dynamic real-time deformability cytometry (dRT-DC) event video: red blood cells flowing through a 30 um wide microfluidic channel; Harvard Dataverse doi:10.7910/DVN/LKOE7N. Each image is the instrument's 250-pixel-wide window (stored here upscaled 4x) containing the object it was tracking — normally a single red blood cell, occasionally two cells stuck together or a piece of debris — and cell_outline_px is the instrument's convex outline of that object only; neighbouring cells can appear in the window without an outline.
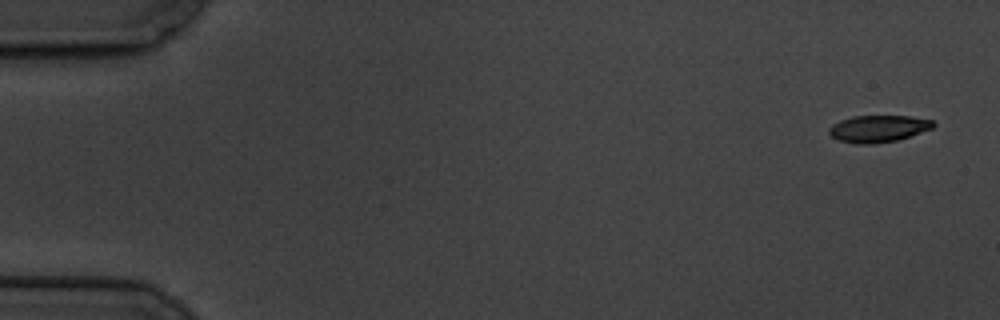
{"species": "common noctule bat (a hibernating species)", "species_latin": "Nyctalus noctula", "temperature_condition": "cold", "stored_images_in_passage": 9, "camera_frame_rate_fps": 3000, "um_per_image_px": 0.085, "animal": {"sex": "male", "body_mass_g": 19.5, "forearm_length_mm": 54.6}, "frame": {"image": 1, "passage_image": 1, "time_ms": 0.0, "image_size_px": [1000, 320], "cell_outline_px": [[936, 124], [932, 128], [896, 140], [872, 144], [856, 144], [840, 140], [832, 136], [828, 132], [828, 128], [832, 124], [840, 120], [852, 116], [908, 116], [932, 120]], "centroid_in_image_um": [74.61, 10.93], "position_along_channel_um": 10.4, "area_um2": 16.18}}
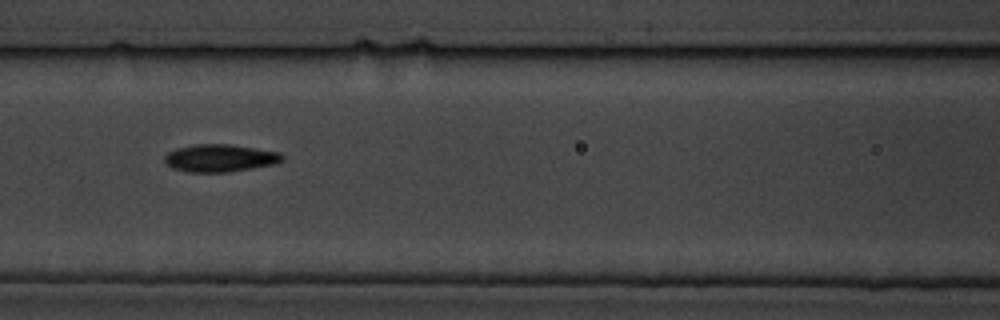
{"frame": {"image": 2, "passage_image": 8, "time_ms": 8.0, "image_size_px": [1000, 320], "cell_outline_px": [[284, 160], [276, 164], [228, 172], [188, 172], [172, 168], [164, 160], [164, 156], [168, 152], [176, 148], [196, 144], [232, 144], [280, 152], [284, 156]], "centroid_in_image_um": [18.72, 13.43], "position_along_channel_um": 147.9, "area_um2": 19.02}}
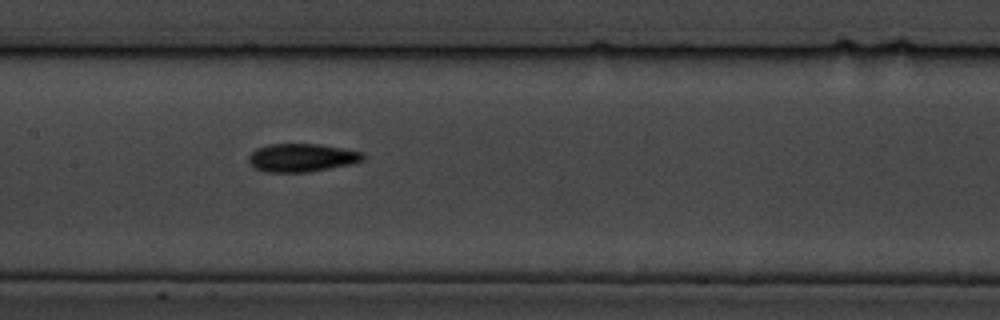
{"frame": {"image": 3, "passage_image": 9, "time_ms": 9.0, "image_size_px": [1000, 320], "cell_outline_px": [[364, 160], [348, 164], [308, 172], [264, 172], [256, 168], [248, 160], [248, 156], [256, 148], [268, 144], [320, 144], [364, 152]], "centroid_in_image_um": [25.63, 13.39], "position_along_channel_um": 181.8, "area_um2": 18.67}}